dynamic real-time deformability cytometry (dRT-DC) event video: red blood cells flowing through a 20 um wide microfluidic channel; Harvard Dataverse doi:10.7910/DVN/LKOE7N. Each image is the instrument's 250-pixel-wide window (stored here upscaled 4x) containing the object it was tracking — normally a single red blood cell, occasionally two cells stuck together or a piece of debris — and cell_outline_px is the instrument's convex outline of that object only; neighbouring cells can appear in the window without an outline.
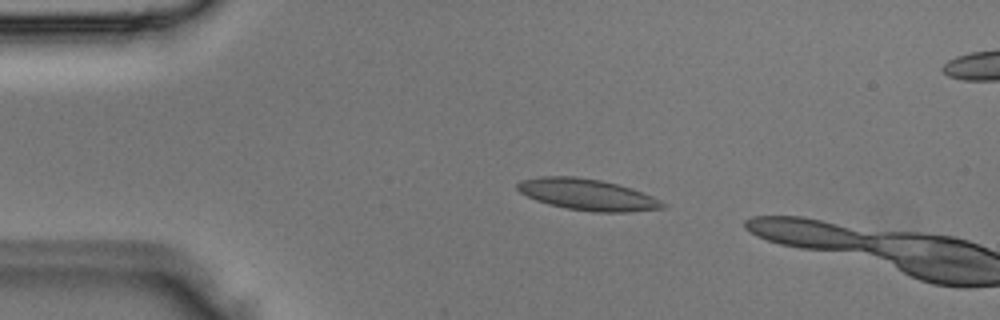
{"species": "Egyptian fruit bat (a non-hibernating species)", "species_latin": "Rousettus aegyptiacus", "temperature_condition": "room temperature", "stored_images_in_passage": 2, "camera_frame_rate_fps": 3000, "um_per_image_px": 0.085, "animal": {"sex": "male"}, "frame": {"image": 1, "passage_image": 1, "time_ms": 0.0, "image_size_px": [1000, 320], "cell_outline_px": [[664, 208], [624, 212], [596, 212], [568, 208], [548, 204], [536, 200], [520, 192], [516, 188], [516, 184], [520, 180], [540, 176], [576, 176], [600, 180], [632, 188], [652, 196], [660, 200], [664, 204]], "centroid_in_image_um": [49.89, 16.52], "position_along_channel_um": 35.1, "area_um2": 26.3}}